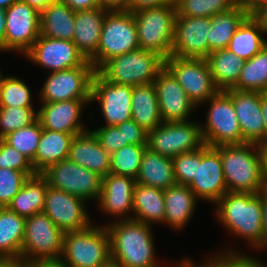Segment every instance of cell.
I'll list each match as a JSON object with an SVG mask.
<instances>
[{
  "label": "cell",
  "instance_id": "f1b7e54d",
  "mask_svg": "<svg viewBox=\"0 0 267 267\" xmlns=\"http://www.w3.org/2000/svg\"><path fill=\"white\" fill-rule=\"evenodd\" d=\"M136 183L167 189L176 184L172 158L163 156L146 147Z\"/></svg>",
  "mask_w": 267,
  "mask_h": 267
},
{
  "label": "cell",
  "instance_id": "2644e50d",
  "mask_svg": "<svg viewBox=\"0 0 267 267\" xmlns=\"http://www.w3.org/2000/svg\"><path fill=\"white\" fill-rule=\"evenodd\" d=\"M50 2H60V0H49Z\"/></svg>",
  "mask_w": 267,
  "mask_h": 267
},
{
  "label": "cell",
  "instance_id": "836d02e7",
  "mask_svg": "<svg viewBox=\"0 0 267 267\" xmlns=\"http://www.w3.org/2000/svg\"><path fill=\"white\" fill-rule=\"evenodd\" d=\"M48 186L40 173L29 177L7 208L24 218L42 212Z\"/></svg>",
  "mask_w": 267,
  "mask_h": 267
},
{
  "label": "cell",
  "instance_id": "4dcf8cb0",
  "mask_svg": "<svg viewBox=\"0 0 267 267\" xmlns=\"http://www.w3.org/2000/svg\"><path fill=\"white\" fill-rule=\"evenodd\" d=\"M74 17L75 11L66 3L51 2L40 12V35L73 41Z\"/></svg>",
  "mask_w": 267,
  "mask_h": 267
},
{
  "label": "cell",
  "instance_id": "d4e9b609",
  "mask_svg": "<svg viewBox=\"0 0 267 267\" xmlns=\"http://www.w3.org/2000/svg\"><path fill=\"white\" fill-rule=\"evenodd\" d=\"M107 12L100 7L75 12L73 42L88 61L96 55Z\"/></svg>",
  "mask_w": 267,
  "mask_h": 267
},
{
  "label": "cell",
  "instance_id": "ac0fdd59",
  "mask_svg": "<svg viewBox=\"0 0 267 267\" xmlns=\"http://www.w3.org/2000/svg\"><path fill=\"white\" fill-rule=\"evenodd\" d=\"M132 86L111 83L97 72L92 79L91 101L98 102L105 126H115L132 119Z\"/></svg>",
  "mask_w": 267,
  "mask_h": 267
},
{
  "label": "cell",
  "instance_id": "ffe728a7",
  "mask_svg": "<svg viewBox=\"0 0 267 267\" xmlns=\"http://www.w3.org/2000/svg\"><path fill=\"white\" fill-rule=\"evenodd\" d=\"M153 84L163 122L191 120L192 113L198 107L166 67L159 72Z\"/></svg>",
  "mask_w": 267,
  "mask_h": 267
},
{
  "label": "cell",
  "instance_id": "60d3db41",
  "mask_svg": "<svg viewBox=\"0 0 267 267\" xmlns=\"http://www.w3.org/2000/svg\"><path fill=\"white\" fill-rule=\"evenodd\" d=\"M146 147L127 145L113 152L110 160V173L130 176L136 179Z\"/></svg>",
  "mask_w": 267,
  "mask_h": 267
},
{
  "label": "cell",
  "instance_id": "89a4df30",
  "mask_svg": "<svg viewBox=\"0 0 267 267\" xmlns=\"http://www.w3.org/2000/svg\"><path fill=\"white\" fill-rule=\"evenodd\" d=\"M1 53H3V51L0 50ZM1 68H0V82L2 81V78L4 77V74L1 72Z\"/></svg>",
  "mask_w": 267,
  "mask_h": 267
},
{
  "label": "cell",
  "instance_id": "7a4b0ae2",
  "mask_svg": "<svg viewBox=\"0 0 267 267\" xmlns=\"http://www.w3.org/2000/svg\"><path fill=\"white\" fill-rule=\"evenodd\" d=\"M215 205L217 222L258 251L263 245L261 191L258 194L226 192Z\"/></svg>",
  "mask_w": 267,
  "mask_h": 267
},
{
  "label": "cell",
  "instance_id": "4fadbf2b",
  "mask_svg": "<svg viewBox=\"0 0 267 267\" xmlns=\"http://www.w3.org/2000/svg\"><path fill=\"white\" fill-rule=\"evenodd\" d=\"M94 66H77L47 75L39 92L40 103L91 99Z\"/></svg>",
  "mask_w": 267,
  "mask_h": 267
},
{
  "label": "cell",
  "instance_id": "7dc6e473",
  "mask_svg": "<svg viewBox=\"0 0 267 267\" xmlns=\"http://www.w3.org/2000/svg\"><path fill=\"white\" fill-rule=\"evenodd\" d=\"M91 131L98 138L102 148L109 154L124 147L123 127L103 125L91 129Z\"/></svg>",
  "mask_w": 267,
  "mask_h": 267
},
{
  "label": "cell",
  "instance_id": "9c48e42d",
  "mask_svg": "<svg viewBox=\"0 0 267 267\" xmlns=\"http://www.w3.org/2000/svg\"><path fill=\"white\" fill-rule=\"evenodd\" d=\"M64 232L44 213L25 219L21 261L59 260Z\"/></svg>",
  "mask_w": 267,
  "mask_h": 267
},
{
  "label": "cell",
  "instance_id": "e0dca14e",
  "mask_svg": "<svg viewBox=\"0 0 267 267\" xmlns=\"http://www.w3.org/2000/svg\"><path fill=\"white\" fill-rule=\"evenodd\" d=\"M85 204L81 198L48 186L42 212L64 233L78 231L93 224Z\"/></svg>",
  "mask_w": 267,
  "mask_h": 267
},
{
  "label": "cell",
  "instance_id": "003e7915",
  "mask_svg": "<svg viewBox=\"0 0 267 267\" xmlns=\"http://www.w3.org/2000/svg\"><path fill=\"white\" fill-rule=\"evenodd\" d=\"M267 250V240L264 242V244L261 246V248H259V250L258 251H264V250Z\"/></svg>",
  "mask_w": 267,
  "mask_h": 267
},
{
  "label": "cell",
  "instance_id": "4316f807",
  "mask_svg": "<svg viewBox=\"0 0 267 267\" xmlns=\"http://www.w3.org/2000/svg\"><path fill=\"white\" fill-rule=\"evenodd\" d=\"M249 15V6L237 3L229 11L212 16V25L207 37L208 55L213 51L227 48L235 31Z\"/></svg>",
  "mask_w": 267,
  "mask_h": 267
},
{
  "label": "cell",
  "instance_id": "680465c9",
  "mask_svg": "<svg viewBox=\"0 0 267 267\" xmlns=\"http://www.w3.org/2000/svg\"><path fill=\"white\" fill-rule=\"evenodd\" d=\"M6 9L0 7V50L4 52V38L6 33Z\"/></svg>",
  "mask_w": 267,
  "mask_h": 267
},
{
  "label": "cell",
  "instance_id": "8992f818",
  "mask_svg": "<svg viewBox=\"0 0 267 267\" xmlns=\"http://www.w3.org/2000/svg\"><path fill=\"white\" fill-rule=\"evenodd\" d=\"M139 48L168 58L175 35L176 7L174 1L158 8H146L133 13Z\"/></svg>",
  "mask_w": 267,
  "mask_h": 267
},
{
  "label": "cell",
  "instance_id": "816d5d0a",
  "mask_svg": "<svg viewBox=\"0 0 267 267\" xmlns=\"http://www.w3.org/2000/svg\"><path fill=\"white\" fill-rule=\"evenodd\" d=\"M215 255L211 254L210 257L208 256L206 261H203V263H196L193 261V259L187 257V258H182L181 261L173 263V266L171 267H216V253Z\"/></svg>",
  "mask_w": 267,
  "mask_h": 267
},
{
  "label": "cell",
  "instance_id": "d590c367",
  "mask_svg": "<svg viewBox=\"0 0 267 267\" xmlns=\"http://www.w3.org/2000/svg\"><path fill=\"white\" fill-rule=\"evenodd\" d=\"M25 219L7 207L0 208V257L21 260Z\"/></svg>",
  "mask_w": 267,
  "mask_h": 267
},
{
  "label": "cell",
  "instance_id": "be15d7a7",
  "mask_svg": "<svg viewBox=\"0 0 267 267\" xmlns=\"http://www.w3.org/2000/svg\"><path fill=\"white\" fill-rule=\"evenodd\" d=\"M18 0H0V7L7 9L12 3Z\"/></svg>",
  "mask_w": 267,
  "mask_h": 267
},
{
  "label": "cell",
  "instance_id": "f546056e",
  "mask_svg": "<svg viewBox=\"0 0 267 267\" xmlns=\"http://www.w3.org/2000/svg\"><path fill=\"white\" fill-rule=\"evenodd\" d=\"M164 218V190L136 183L133 190L132 219L149 225H162Z\"/></svg>",
  "mask_w": 267,
  "mask_h": 267
},
{
  "label": "cell",
  "instance_id": "603a6c76",
  "mask_svg": "<svg viewBox=\"0 0 267 267\" xmlns=\"http://www.w3.org/2000/svg\"><path fill=\"white\" fill-rule=\"evenodd\" d=\"M224 92L232 99L244 141L255 144L263 142L264 118L261 110V92L235 89Z\"/></svg>",
  "mask_w": 267,
  "mask_h": 267
},
{
  "label": "cell",
  "instance_id": "5bb4252c",
  "mask_svg": "<svg viewBox=\"0 0 267 267\" xmlns=\"http://www.w3.org/2000/svg\"><path fill=\"white\" fill-rule=\"evenodd\" d=\"M5 18L4 53L23 56L40 36V12L18 0L6 9Z\"/></svg>",
  "mask_w": 267,
  "mask_h": 267
},
{
  "label": "cell",
  "instance_id": "ab89813d",
  "mask_svg": "<svg viewBox=\"0 0 267 267\" xmlns=\"http://www.w3.org/2000/svg\"><path fill=\"white\" fill-rule=\"evenodd\" d=\"M42 130L43 128L37 119L31 125L10 132L2 139L33 162Z\"/></svg>",
  "mask_w": 267,
  "mask_h": 267
},
{
  "label": "cell",
  "instance_id": "f6af8a7d",
  "mask_svg": "<svg viewBox=\"0 0 267 267\" xmlns=\"http://www.w3.org/2000/svg\"><path fill=\"white\" fill-rule=\"evenodd\" d=\"M233 247H225L220 252H216V267H267L262 260L255 256L244 254ZM249 255V256H248Z\"/></svg>",
  "mask_w": 267,
  "mask_h": 267
},
{
  "label": "cell",
  "instance_id": "11a10c76",
  "mask_svg": "<svg viewBox=\"0 0 267 267\" xmlns=\"http://www.w3.org/2000/svg\"><path fill=\"white\" fill-rule=\"evenodd\" d=\"M20 267H68L60 260L21 261Z\"/></svg>",
  "mask_w": 267,
  "mask_h": 267
},
{
  "label": "cell",
  "instance_id": "a7ac6f4b",
  "mask_svg": "<svg viewBox=\"0 0 267 267\" xmlns=\"http://www.w3.org/2000/svg\"><path fill=\"white\" fill-rule=\"evenodd\" d=\"M237 3H242V4H247L248 5V2L249 0H235Z\"/></svg>",
  "mask_w": 267,
  "mask_h": 267
},
{
  "label": "cell",
  "instance_id": "277c9868",
  "mask_svg": "<svg viewBox=\"0 0 267 267\" xmlns=\"http://www.w3.org/2000/svg\"><path fill=\"white\" fill-rule=\"evenodd\" d=\"M68 267H101L111 261L110 236L95 222L85 229L65 232L59 259Z\"/></svg>",
  "mask_w": 267,
  "mask_h": 267
},
{
  "label": "cell",
  "instance_id": "9a60e30c",
  "mask_svg": "<svg viewBox=\"0 0 267 267\" xmlns=\"http://www.w3.org/2000/svg\"><path fill=\"white\" fill-rule=\"evenodd\" d=\"M31 64H37L50 73L77 66H93L78 51L73 41L39 36L22 56Z\"/></svg>",
  "mask_w": 267,
  "mask_h": 267
},
{
  "label": "cell",
  "instance_id": "6f0895ef",
  "mask_svg": "<svg viewBox=\"0 0 267 267\" xmlns=\"http://www.w3.org/2000/svg\"><path fill=\"white\" fill-rule=\"evenodd\" d=\"M258 146L262 157V172L264 183L265 187L267 188V140L259 143Z\"/></svg>",
  "mask_w": 267,
  "mask_h": 267
},
{
  "label": "cell",
  "instance_id": "b9f144b4",
  "mask_svg": "<svg viewBox=\"0 0 267 267\" xmlns=\"http://www.w3.org/2000/svg\"><path fill=\"white\" fill-rule=\"evenodd\" d=\"M35 107H0V139L38 119Z\"/></svg>",
  "mask_w": 267,
  "mask_h": 267
},
{
  "label": "cell",
  "instance_id": "7bdbcfd3",
  "mask_svg": "<svg viewBox=\"0 0 267 267\" xmlns=\"http://www.w3.org/2000/svg\"><path fill=\"white\" fill-rule=\"evenodd\" d=\"M28 178L22 171L0 168V208L10 204Z\"/></svg>",
  "mask_w": 267,
  "mask_h": 267
},
{
  "label": "cell",
  "instance_id": "03108f58",
  "mask_svg": "<svg viewBox=\"0 0 267 267\" xmlns=\"http://www.w3.org/2000/svg\"><path fill=\"white\" fill-rule=\"evenodd\" d=\"M101 267H120L119 265H117L115 262H113L112 260L107 263L106 265L104 266H101Z\"/></svg>",
  "mask_w": 267,
  "mask_h": 267
},
{
  "label": "cell",
  "instance_id": "3957f363",
  "mask_svg": "<svg viewBox=\"0 0 267 267\" xmlns=\"http://www.w3.org/2000/svg\"><path fill=\"white\" fill-rule=\"evenodd\" d=\"M221 156L227 191L258 194L265 187L258 144L214 147Z\"/></svg>",
  "mask_w": 267,
  "mask_h": 267
},
{
  "label": "cell",
  "instance_id": "e7e4bbea",
  "mask_svg": "<svg viewBox=\"0 0 267 267\" xmlns=\"http://www.w3.org/2000/svg\"><path fill=\"white\" fill-rule=\"evenodd\" d=\"M259 1H265V0H249L248 2L249 8L251 9Z\"/></svg>",
  "mask_w": 267,
  "mask_h": 267
},
{
  "label": "cell",
  "instance_id": "9f6ffc18",
  "mask_svg": "<svg viewBox=\"0 0 267 267\" xmlns=\"http://www.w3.org/2000/svg\"><path fill=\"white\" fill-rule=\"evenodd\" d=\"M263 244L267 240V188L261 191Z\"/></svg>",
  "mask_w": 267,
  "mask_h": 267
},
{
  "label": "cell",
  "instance_id": "484cf974",
  "mask_svg": "<svg viewBox=\"0 0 267 267\" xmlns=\"http://www.w3.org/2000/svg\"><path fill=\"white\" fill-rule=\"evenodd\" d=\"M199 199L188 186L175 184L164 190V223L174 231H181L190 222Z\"/></svg>",
  "mask_w": 267,
  "mask_h": 267
},
{
  "label": "cell",
  "instance_id": "ba28073f",
  "mask_svg": "<svg viewBox=\"0 0 267 267\" xmlns=\"http://www.w3.org/2000/svg\"><path fill=\"white\" fill-rule=\"evenodd\" d=\"M207 102L206 122L200 123L205 144L210 147L245 144L232 99L218 91L200 106Z\"/></svg>",
  "mask_w": 267,
  "mask_h": 267
},
{
  "label": "cell",
  "instance_id": "91938a15",
  "mask_svg": "<svg viewBox=\"0 0 267 267\" xmlns=\"http://www.w3.org/2000/svg\"><path fill=\"white\" fill-rule=\"evenodd\" d=\"M261 110L264 118V141L267 140V90L261 92Z\"/></svg>",
  "mask_w": 267,
  "mask_h": 267
},
{
  "label": "cell",
  "instance_id": "f907efd6",
  "mask_svg": "<svg viewBox=\"0 0 267 267\" xmlns=\"http://www.w3.org/2000/svg\"><path fill=\"white\" fill-rule=\"evenodd\" d=\"M250 15L259 23L267 34V0L257 2L251 9Z\"/></svg>",
  "mask_w": 267,
  "mask_h": 267
},
{
  "label": "cell",
  "instance_id": "6da1fadb",
  "mask_svg": "<svg viewBox=\"0 0 267 267\" xmlns=\"http://www.w3.org/2000/svg\"><path fill=\"white\" fill-rule=\"evenodd\" d=\"M111 260L120 267H161L158 263L152 225L133 219L111 221Z\"/></svg>",
  "mask_w": 267,
  "mask_h": 267
},
{
  "label": "cell",
  "instance_id": "7c38bea8",
  "mask_svg": "<svg viewBox=\"0 0 267 267\" xmlns=\"http://www.w3.org/2000/svg\"><path fill=\"white\" fill-rule=\"evenodd\" d=\"M165 67L197 107L219 91L205 59L171 55L165 59Z\"/></svg>",
  "mask_w": 267,
  "mask_h": 267
},
{
  "label": "cell",
  "instance_id": "681fc988",
  "mask_svg": "<svg viewBox=\"0 0 267 267\" xmlns=\"http://www.w3.org/2000/svg\"><path fill=\"white\" fill-rule=\"evenodd\" d=\"M172 2L173 0H126V10L134 13L146 8H158Z\"/></svg>",
  "mask_w": 267,
  "mask_h": 267
},
{
  "label": "cell",
  "instance_id": "30bf717a",
  "mask_svg": "<svg viewBox=\"0 0 267 267\" xmlns=\"http://www.w3.org/2000/svg\"><path fill=\"white\" fill-rule=\"evenodd\" d=\"M205 145L200 122H163L148 133L147 147L163 156L173 158Z\"/></svg>",
  "mask_w": 267,
  "mask_h": 267
},
{
  "label": "cell",
  "instance_id": "5b68a950",
  "mask_svg": "<svg viewBox=\"0 0 267 267\" xmlns=\"http://www.w3.org/2000/svg\"><path fill=\"white\" fill-rule=\"evenodd\" d=\"M165 67V58L156 52L137 49L107 60L96 72L111 83L137 86L153 83Z\"/></svg>",
  "mask_w": 267,
  "mask_h": 267
},
{
  "label": "cell",
  "instance_id": "ee69618b",
  "mask_svg": "<svg viewBox=\"0 0 267 267\" xmlns=\"http://www.w3.org/2000/svg\"><path fill=\"white\" fill-rule=\"evenodd\" d=\"M0 168L22 171L28 177L37 174L33 169L32 162L3 139H0Z\"/></svg>",
  "mask_w": 267,
  "mask_h": 267
},
{
  "label": "cell",
  "instance_id": "1f68e13d",
  "mask_svg": "<svg viewBox=\"0 0 267 267\" xmlns=\"http://www.w3.org/2000/svg\"><path fill=\"white\" fill-rule=\"evenodd\" d=\"M73 137V134L43 129L32 162L35 172L41 173L48 166L67 159Z\"/></svg>",
  "mask_w": 267,
  "mask_h": 267
},
{
  "label": "cell",
  "instance_id": "94428289",
  "mask_svg": "<svg viewBox=\"0 0 267 267\" xmlns=\"http://www.w3.org/2000/svg\"><path fill=\"white\" fill-rule=\"evenodd\" d=\"M31 7L35 8L37 11L41 12L45 9L51 2L49 0H21Z\"/></svg>",
  "mask_w": 267,
  "mask_h": 267
},
{
  "label": "cell",
  "instance_id": "2e32d148",
  "mask_svg": "<svg viewBox=\"0 0 267 267\" xmlns=\"http://www.w3.org/2000/svg\"><path fill=\"white\" fill-rule=\"evenodd\" d=\"M201 201L215 204L227 191L220 153L208 145L196 150V176L188 185Z\"/></svg>",
  "mask_w": 267,
  "mask_h": 267
},
{
  "label": "cell",
  "instance_id": "7402d4cb",
  "mask_svg": "<svg viewBox=\"0 0 267 267\" xmlns=\"http://www.w3.org/2000/svg\"><path fill=\"white\" fill-rule=\"evenodd\" d=\"M135 184V178L130 176L109 173L103 177L101 194L97 201L101 212L113 216L115 218L113 221H117V218L132 219Z\"/></svg>",
  "mask_w": 267,
  "mask_h": 267
},
{
  "label": "cell",
  "instance_id": "52a82bcc",
  "mask_svg": "<svg viewBox=\"0 0 267 267\" xmlns=\"http://www.w3.org/2000/svg\"><path fill=\"white\" fill-rule=\"evenodd\" d=\"M139 49L134 15L130 11H108L102 24L95 57L90 61L97 71L107 60Z\"/></svg>",
  "mask_w": 267,
  "mask_h": 267
},
{
  "label": "cell",
  "instance_id": "f35d334b",
  "mask_svg": "<svg viewBox=\"0 0 267 267\" xmlns=\"http://www.w3.org/2000/svg\"><path fill=\"white\" fill-rule=\"evenodd\" d=\"M177 16L206 17L227 12L237 2L235 0H173Z\"/></svg>",
  "mask_w": 267,
  "mask_h": 267
},
{
  "label": "cell",
  "instance_id": "8d00e7d4",
  "mask_svg": "<svg viewBox=\"0 0 267 267\" xmlns=\"http://www.w3.org/2000/svg\"><path fill=\"white\" fill-rule=\"evenodd\" d=\"M232 89L258 92L267 90V44L245 61L238 82Z\"/></svg>",
  "mask_w": 267,
  "mask_h": 267
},
{
  "label": "cell",
  "instance_id": "e575fe53",
  "mask_svg": "<svg viewBox=\"0 0 267 267\" xmlns=\"http://www.w3.org/2000/svg\"><path fill=\"white\" fill-rule=\"evenodd\" d=\"M265 36L267 34L259 23L249 15L235 31L227 48L244 61H247L267 44Z\"/></svg>",
  "mask_w": 267,
  "mask_h": 267
},
{
  "label": "cell",
  "instance_id": "74e56055",
  "mask_svg": "<svg viewBox=\"0 0 267 267\" xmlns=\"http://www.w3.org/2000/svg\"><path fill=\"white\" fill-rule=\"evenodd\" d=\"M32 93L25 80L4 75L0 82V107H35Z\"/></svg>",
  "mask_w": 267,
  "mask_h": 267
},
{
  "label": "cell",
  "instance_id": "bcb514c9",
  "mask_svg": "<svg viewBox=\"0 0 267 267\" xmlns=\"http://www.w3.org/2000/svg\"><path fill=\"white\" fill-rule=\"evenodd\" d=\"M176 184L188 186L196 176V150L172 158Z\"/></svg>",
  "mask_w": 267,
  "mask_h": 267
},
{
  "label": "cell",
  "instance_id": "8fae6325",
  "mask_svg": "<svg viewBox=\"0 0 267 267\" xmlns=\"http://www.w3.org/2000/svg\"><path fill=\"white\" fill-rule=\"evenodd\" d=\"M40 174L50 187L70 193L86 202L94 200L97 203L100 197L102 177L68 159L48 166Z\"/></svg>",
  "mask_w": 267,
  "mask_h": 267
},
{
  "label": "cell",
  "instance_id": "6125c7cd",
  "mask_svg": "<svg viewBox=\"0 0 267 267\" xmlns=\"http://www.w3.org/2000/svg\"><path fill=\"white\" fill-rule=\"evenodd\" d=\"M21 260L8 258V257H0V267H20Z\"/></svg>",
  "mask_w": 267,
  "mask_h": 267
},
{
  "label": "cell",
  "instance_id": "cb8c5ba5",
  "mask_svg": "<svg viewBox=\"0 0 267 267\" xmlns=\"http://www.w3.org/2000/svg\"><path fill=\"white\" fill-rule=\"evenodd\" d=\"M67 159L102 178L110 173L111 154L102 148L91 129L74 135Z\"/></svg>",
  "mask_w": 267,
  "mask_h": 267
},
{
  "label": "cell",
  "instance_id": "44dd1931",
  "mask_svg": "<svg viewBox=\"0 0 267 267\" xmlns=\"http://www.w3.org/2000/svg\"><path fill=\"white\" fill-rule=\"evenodd\" d=\"M91 99H74L60 102L40 103L38 120L43 129L77 135L87 131L82 122L83 109ZM86 105V106H85Z\"/></svg>",
  "mask_w": 267,
  "mask_h": 267
},
{
  "label": "cell",
  "instance_id": "83f0119b",
  "mask_svg": "<svg viewBox=\"0 0 267 267\" xmlns=\"http://www.w3.org/2000/svg\"><path fill=\"white\" fill-rule=\"evenodd\" d=\"M132 120L149 133L163 123L153 83L132 87Z\"/></svg>",
  "mask_w": 267,
  "mask_h": 267
},
{
  "label": "cell",
  "instance_id": "c3c4849f",
  "mask_svg": "<svg viewBox=\"0 0 267 267\" xmlns=\"http://www.w3.org/2000/svg\"><path fill=\"white\" fill-rule=\"evenodd\" d=\"M116 127H123L124 146L136 145L147 146L148 133L145 132L132 119L115 125Z\"/></svg>",
  "mask_w": 267,
  "mask_h": 267
},
{
  "label": "cell",
  "instance_id": "d6a6232c",
  "mask_svg": "<svg viewBox=\"0 0 267 267\" xmlns=\"http://www.w3.org/2000/svg\"><path fill=\"white\" fill-rule=\"evenodd\" d=\"M207 61L215 87L219 91L232 89L238 82L245 61L228 48L211 52Z\"/></svg>",
  "mask_w": 267,
  "mask_h": 267
},
{
  "label": "cell",
  "instance_id": "db71d44e",
  "mask_svg": "<svg viewBox=\"0 0 267 267\" xmlns=\"http://www.w3.org/2000/svg\"><path fill=\"white\" fill-rule=\"evenodd\" d=\"M98 7L108 11H125L126 0H96Z\"/></svg>",
  "mask_w": 267,
  "mask_h": 267
},
{
  "label": "cell",
  "instance_id": "d6986e66",
  "mask_svg": "<svg viewBox=\"0 0 267 267\" xmlns=\"http://www.w3.org/2000/svg\"><path fill=\"white\" fill-rule=\"evenodd\" d=\"M211 25L212 18L177 16L171 55L205 59Z\"/></svg>",
  "mask_w": 267,
  "mask_h": 267
},
{
  "label": "cell",
  "instance_id": "f5cc1de1",
  "mask_svg": "<svg viewBox=\"0 0 267 267\" xmlns=\"http://www.w3.org/2000/svg\"><path fill=\"white\" fill-rule=\"evenodd\" d=\"M60 1L66 3L75 12L98 7L96 0H60Z\"/></svg>",
  "mask_w": 267,
  "mask_h": 267
}]
</instances>
